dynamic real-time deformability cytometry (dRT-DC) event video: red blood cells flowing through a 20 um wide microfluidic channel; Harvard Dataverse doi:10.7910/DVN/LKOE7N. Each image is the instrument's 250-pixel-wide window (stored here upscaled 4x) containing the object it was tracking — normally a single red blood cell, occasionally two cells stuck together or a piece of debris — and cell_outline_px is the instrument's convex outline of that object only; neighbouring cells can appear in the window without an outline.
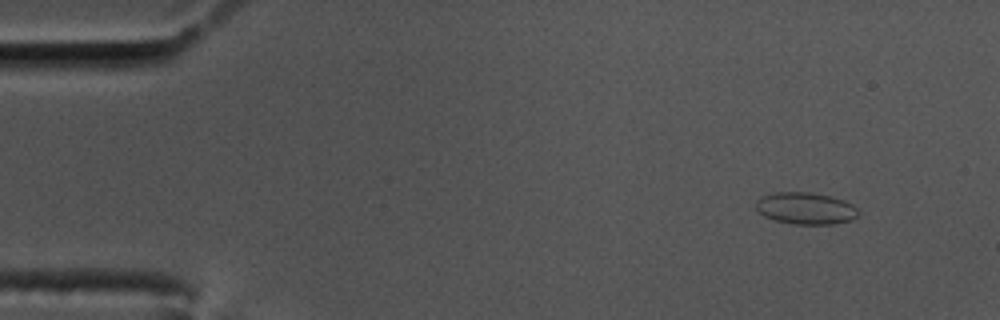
{"species": "common noctule bat (a hibernating species)", "species_latin": "Nyctalus noctula", "temperature_condition": "cold", "stored_images_in_passage": 53, "camera_frame_rate_fps": 3000, "um_per_image_px": 0.085, "animal": {"sex": "male", "body_mass_g": 17.5, "forearm_length_mm": 52.3}, "frame": {"image": 1, "passage_image": 1, "time_ms": 0.0, "image_size_px": [1000, 320], "cell_outline_px": [[860, 212], [852, 220], [832, 224], [792, 224], [776, 220], [764, 216], [756, 208], [756, 200], [760, 196], [776, 192], [812, 192], [844, 200], [852, 204]], "centroid_in_image_um": [68.47, 17.7], "position_along_channel_um": 16.5, "area_um2": 19.02}}
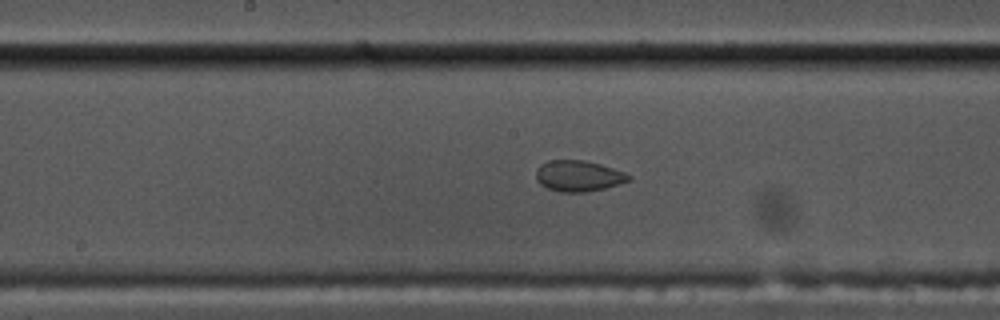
{"frame": {"image": 2, "passage_image": 25, "time_ms": 8.0, "image_size_px": [1000, 320], "cell_outline_px": [[632, 180], [604, 188], [584, 192], [560, 192], [548, 188], [540, 184], [536, 180], [536, 168], [540, 164], [548, 160], [584, 160], [600, 164], [628, 172], [632, 176]], "centroid_in_image_um": [49.19, 14.94], "position_along_channel_um": 199.0, "area_um2": 16.94}}
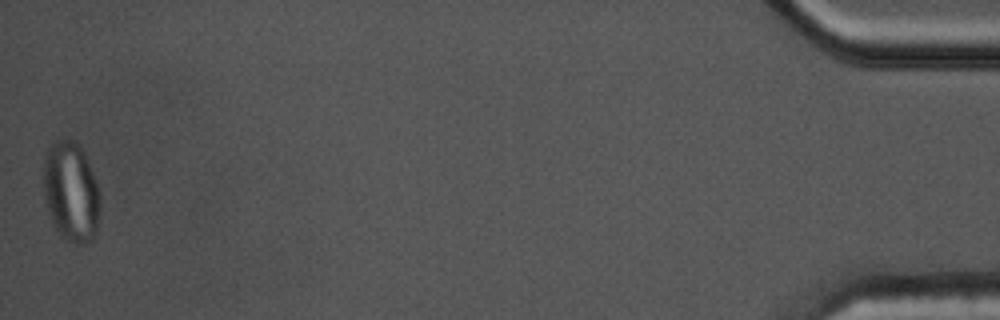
{"frame": {"image": 3, "passage_image": 53, "time_ms": 17.333, "image_size_px": [1000, 320], "cell_outline_px": [[100, 196], [96, 232], [92, 240], [84, 244], [76, 244], [60, 236], [52, 224], [48, 212], [44, 196], [44, 156], [48, 148], [56, 140], [76, 140], [80, 144], [84, 152], [96, 184]], "centroid_in_image_um": [6.02, 16.31], "position_along_channel_um": 429.2, "area_um2": 32.95}}